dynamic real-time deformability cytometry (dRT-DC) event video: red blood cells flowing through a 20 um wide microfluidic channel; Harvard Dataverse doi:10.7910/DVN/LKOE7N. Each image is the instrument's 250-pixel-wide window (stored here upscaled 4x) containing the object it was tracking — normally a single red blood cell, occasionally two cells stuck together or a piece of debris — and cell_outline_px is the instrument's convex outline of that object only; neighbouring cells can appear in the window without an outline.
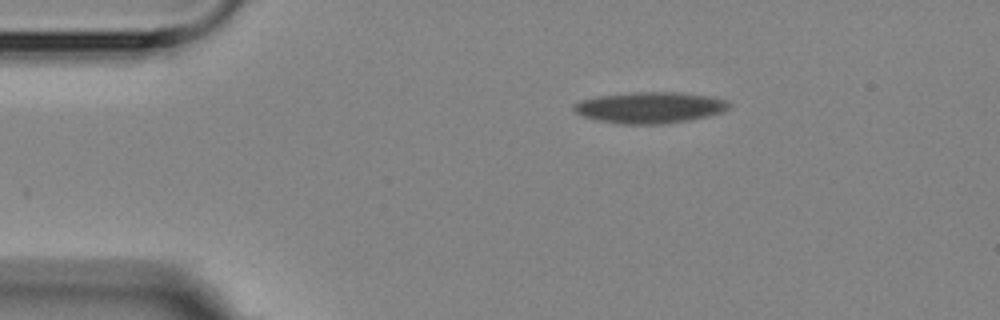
{"species": "Egyptian fruit bat (a non-hibernating species)", "species_latin": "Rousettus aegyptiacus", "temperature_condition": "room temperature", "stored_images_in_passage": 2, "camera_frame_rate_fps": 3000, "um_per_image_px": 0.085, "animal": {"sex": "female"}, "frame": {"image": 1, "passage_image": 1, "time_ms": 0.0, "image_size_px": [1000, 320], "cell_outline_px": [[732, 104], [728, 108], [720, 112], [708, 116], [688, 120], [664, 124], [616, 124], [596, 120], [584, 116], [576, 112], [572, 108], [572, 104], [580, 100], [600, 96], [636, 92], [680, 92], [708, 96], [728, 100]], "centroid_in_image_um": [55.23, 9.14], "position_along_channel_um": 29.8, "area_um2": 28.26}}